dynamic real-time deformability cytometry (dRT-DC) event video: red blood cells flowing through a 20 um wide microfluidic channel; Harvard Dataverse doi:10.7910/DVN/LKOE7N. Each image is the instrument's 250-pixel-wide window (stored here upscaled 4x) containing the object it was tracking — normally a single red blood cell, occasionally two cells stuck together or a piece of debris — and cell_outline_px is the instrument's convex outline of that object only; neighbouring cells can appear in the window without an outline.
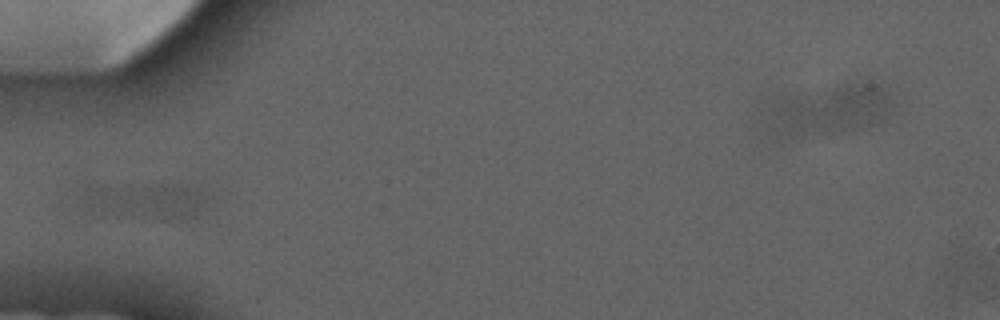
{"species": "common noctule bat (a hibernating species)", "species_latin": "Nyctalus noctula", "temperature_condition": "cold", "stored_images_in_passage": 6, "camera_frame_rate_fps": 3000, "um_per_image_px": 0.085, "animal": {"sex": "male", "forearm_length_mm": 52.5}, "frame": {"image": 1, "passage_image": 6, "time_ms": 5.667, "image_size_px": [1000, 320], "cell_outline_px": [[212, 204], [208, 216], [188, 220], [180, 220], [104, 216], [88, 212], [80, 208], [76, 204], [84, 188], [88, 184], [188, 184], [212, 196]], "centroid_in_image_um": [12.41, 17.1], "position_along_channel_um": 72.6, "area_um2": 30.23}}